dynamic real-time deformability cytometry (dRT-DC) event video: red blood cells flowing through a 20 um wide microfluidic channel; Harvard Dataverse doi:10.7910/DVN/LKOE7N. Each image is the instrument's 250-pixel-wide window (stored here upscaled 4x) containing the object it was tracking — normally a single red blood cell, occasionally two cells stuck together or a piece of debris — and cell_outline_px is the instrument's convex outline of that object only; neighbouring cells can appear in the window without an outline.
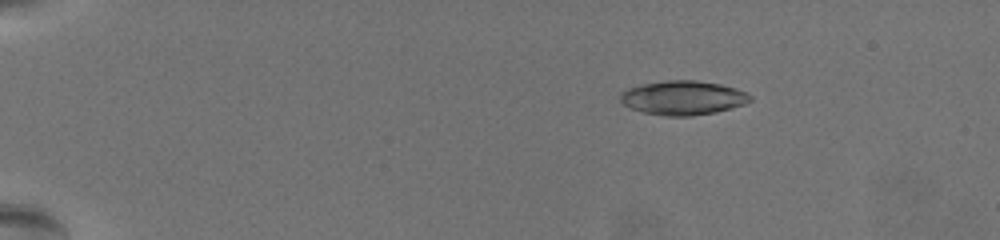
{"species": "common noctule bat (a hibernating species)", "species_latin": "Nyctalus noctula", "temperature_condition": "warm", "stored_images_in_passage": 62, "camera_frame_rate_fps": 3000, "um_per_image_px": 0.085, "animal": {"sex": "female", "body_mass_g": 19.5, "forearm_length_mm": 54.1}, "frame": {"image": 1, "passage_image": 12, "time_ms": 3.667, "image_size_px": [1000, 240], "cell_outline_px": [[752, 100], [744, 104], [732, 108], [716, 112], [692, 116], [664, 116], [644, 112], [632, 108], [624, 104], [620, 100], [620, 96], [628, 88], [644, 84], [668, 80], [696, 80], [720, 84], [744, 92], [752, 96]], "centroid_in_image_um": [58.07, 8.32], "position_along_channel_um": 26.9, "area_um2": 25.55}}
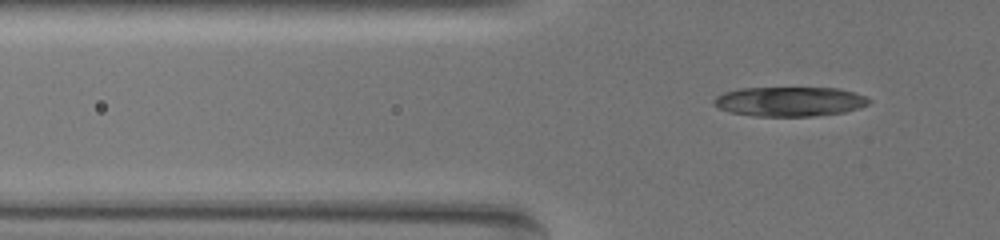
{"frame": {"image": 2, "passage_image": 23, "time_ms": 7.333, "image_size_px": [1000, 240], "cell_outline_px": [[872, 100], [868, 104], [844, 112], [812, 116], [756, 116], [728, 112], [712, 104], [712, 100], [716, 96], [724, 92], [740, 88], [840, 88], [864, 96]], "centroid_in_image_um": [67.07, 8.63], "position_along_channel_um": 58.7, "area_um2": 26.65}}